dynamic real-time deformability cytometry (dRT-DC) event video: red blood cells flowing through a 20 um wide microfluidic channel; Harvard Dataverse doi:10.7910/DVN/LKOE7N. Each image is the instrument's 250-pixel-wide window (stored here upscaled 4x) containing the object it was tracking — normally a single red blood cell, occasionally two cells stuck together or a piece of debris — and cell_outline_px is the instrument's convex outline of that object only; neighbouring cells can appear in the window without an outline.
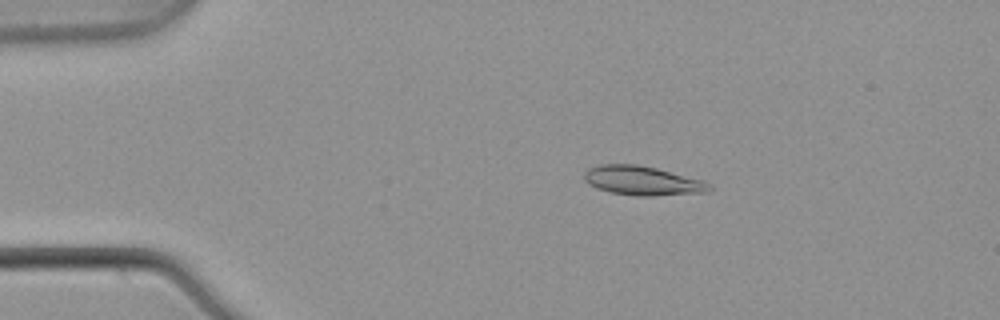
{"species": "common noctule bat (a hibernating species)", "species_latin": "Nyctalus noctula", "temperature_condition": "warm", "stored_images_in_passage": 49, "camera_frame_rate_fps": 3000, "um_per_image_px": 0.085, "animal": {"sex": "male", "body_mass_g": 21.5, "forearm_length_mm": 52.0}, "frame": {"image": 1, "passage_image": 6, "time_ms": 1.667, "image_size_px": [1000, 320], "cell_outline_px": [[712, 188], [708, 192], [652, 196], [636, 196], [612, 192], [596, 188], [588, 184], [584, 180], [584, 172], [588, 168], [600, 164], [636, 164], [656, 168], [704, 180], [712, 184]], "centroid_in_image_um": [54.62, 15.36], "position_along_channel_um": 30.4, "area_um2": 21.44}}
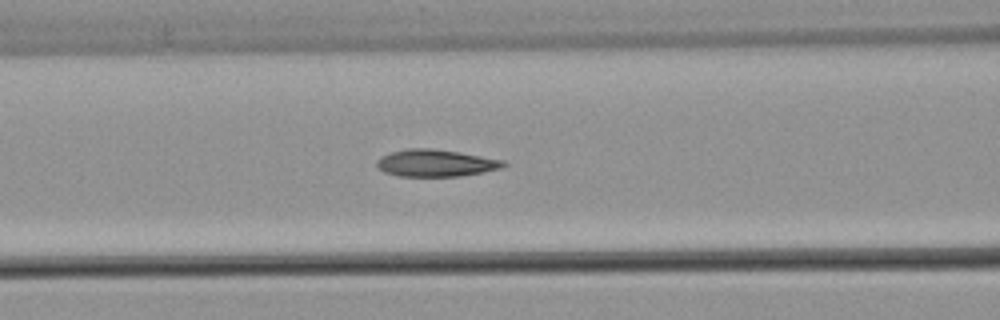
{"frame": {"image": 2, "passage_image": 18, "time_ms": 5.667, "image_size_px": [1000, 320], "cell_outline_px": [[508, 164], [500, 168], [460, 176], [400, 176], [384, 172], [376, 164], [376, 160], [380, 156], [392, 152], [408, 148], [432, 148], [460, 152], [504, 160]], "centroid_in_image_um": [37.02, 13.85], "position_along_channel_um": 129.6, "area_um2": 19.88}}
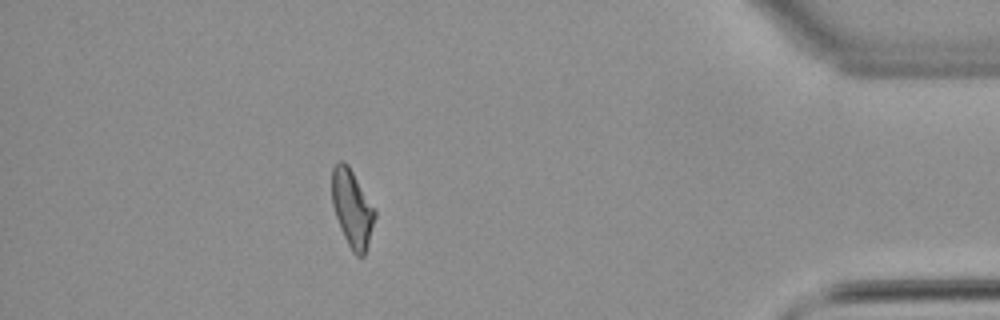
{"frame": {"image": 3, "passage_image": 43, "time_ms": 14.0, "image_size_px": [1000, 320], "cell_outline_px": [[376, 216], [364, 256], [356, 256], [352, 252], [340, 228], [332, 204], [332, 168], [340, 160], [344, 160], [348, 164], [376, 208]], "centroid_in_image_um": [29.94, 17.69], "position_along_channel_um": 405.3, "area_um2": 19.48}, "authors_computed_cell_mechanics": {"area_um2": 19.8832, "velocity_mm_per_s": 3.8902, "shape_relaxation_time_tau1_ms": 8.9918, "shape_relaxation_time_tau2_ms": 2.3413, "deformation_change_tau1": 0.2531, "deformation_change_tau2": 0.1054}}